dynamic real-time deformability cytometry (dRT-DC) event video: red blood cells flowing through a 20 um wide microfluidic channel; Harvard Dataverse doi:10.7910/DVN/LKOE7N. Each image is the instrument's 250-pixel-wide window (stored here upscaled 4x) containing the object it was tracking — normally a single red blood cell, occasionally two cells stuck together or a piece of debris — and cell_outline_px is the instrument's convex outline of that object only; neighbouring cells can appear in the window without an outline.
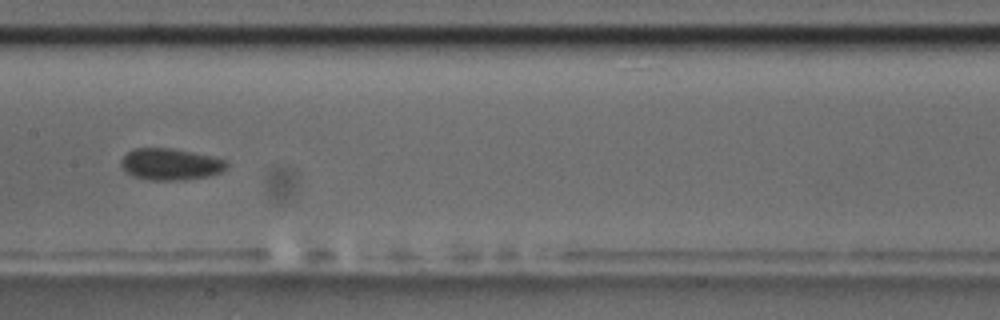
{"species": "common noctule bat (a hibernating species)", "species_latin": "Nyctalus noctula", "temperature_condition": "room temperature", "stored_images_in_passage": 5, "camera_frame_rate_fps": 3000, "um_per_image_px": 0.085, "animal": {"sex": "male", "body_mass_g": 17.5, "forearm_length_mm": 52.3}, "frame": {"image": 1, "passage_image": 4, "time_ms": 3.333, "image_size_px": [1000, 320], "cell_outline_px": [[228, 168], [220, 172], [208, 176], [184, 180], [152, 180], [132, 176], [120, 164], [120, 160], [132, 148], [172, 148], [212, 156], [228, 160]], "centroid_in_image_um": [14.52, 13.95], "position_along_channel_um": 192.9, "area_um2": 19.54}}
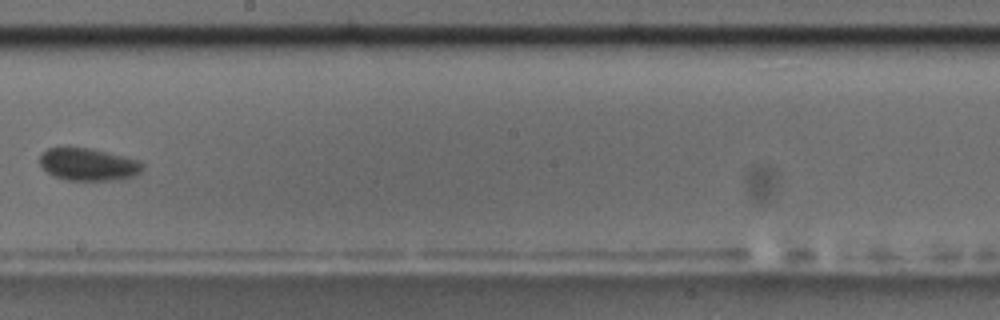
{"frame": {"image": 2, "passage_image": 5, "time_ms": 4.667, "image_size_px": [1000, 320], "cell_outline_px": [[144, 168], [136, 176], [120, 180], [64, 180], [52, 176], [40, 164], [40, 152], [48, 148], [88, 148], [124, 156], [140, 160], [144, 164]], "centroid_in_image_um": [7.53, 13.99], "position_along_channel_um": 240.7, "area_um2": 19.59}}